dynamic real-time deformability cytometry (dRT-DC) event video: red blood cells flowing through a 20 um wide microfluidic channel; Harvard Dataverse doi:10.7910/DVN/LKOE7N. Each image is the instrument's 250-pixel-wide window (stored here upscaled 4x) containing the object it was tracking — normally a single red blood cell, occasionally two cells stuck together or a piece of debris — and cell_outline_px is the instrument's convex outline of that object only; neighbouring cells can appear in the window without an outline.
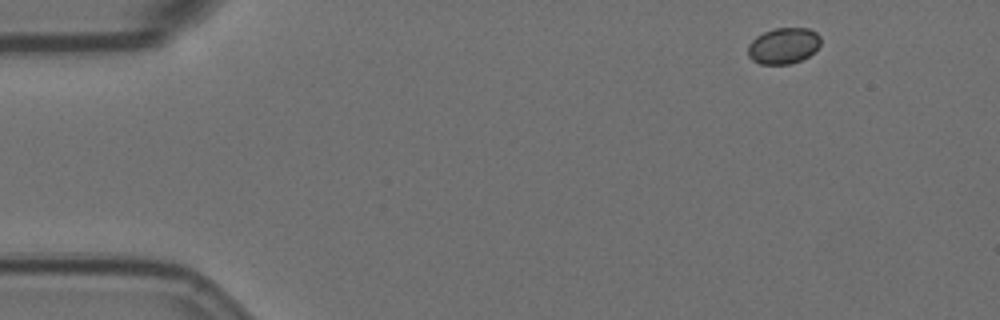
{"species": "Egyptian fruit bat (a non-hibernating species)", "species_latin": "Rousettus aegyptiacus", "temperature_condition": "room temperature", "stored_images_in_passage": 25, "camera_frame_rate_fps": 3000, "um_per_image_px": 0.085, "animal": {"sex": "female"}, "frame": {"image": 1, "passage_image": 1, "time_ms": 0.0, "image_size_px": [1000, 320], "cell_outline_px": [[820, 44], [808, 56], [792, 64], [760, 64], [752, 60], [748, 56], [748, 44], [756, 36], [764, 32], [776, 28], [808, 28], [816, 32], [820, 36]], "centroid_in_image_um": [66.57, 3.89], "position_along_channel_um": 18.4, "area_um2": 15.26}}
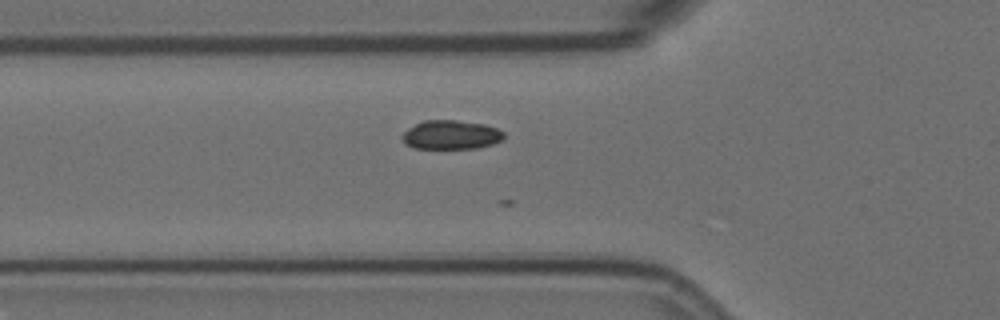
{"frame": {"image": 2, "passage_image": 15, "time_ms": 4.667, "image_size_px": [1000, 320], "cell_outline_px": [[504, 140], [492, 144], [476, 148], [416, 148], [404, 144], [400, 136], [408, 128], [424, 120], [456, 120], [484, 124], [496, 128], [504, 132]], "centroid_in_image_um": [38.33, 11.46], "position_along_channel_um": 87.5, "area_um2": 17.22}}
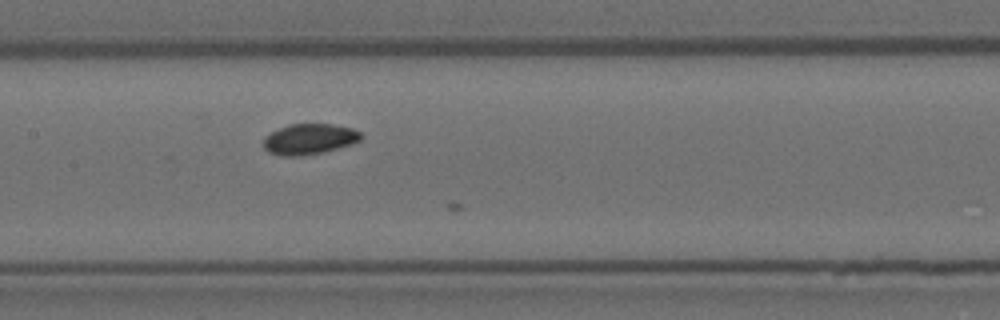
{"frame": {"image": 3, "passage_image": 23, "time_ms": 7.333, "image_size_px": [1000, 320], "cell_outline_px": [[364, 136], [360, 140], [352, 144], [324, 152], [300, 156], [280, 156], [268, 152], [264, 148], [264, 136], [288, 124], [332, 124], [352, 128], [360, 132]], "centroid_in_image_um": [26.3, 11.83], "position_along_channel_um": 181.1, "area_um2": 17.51}}